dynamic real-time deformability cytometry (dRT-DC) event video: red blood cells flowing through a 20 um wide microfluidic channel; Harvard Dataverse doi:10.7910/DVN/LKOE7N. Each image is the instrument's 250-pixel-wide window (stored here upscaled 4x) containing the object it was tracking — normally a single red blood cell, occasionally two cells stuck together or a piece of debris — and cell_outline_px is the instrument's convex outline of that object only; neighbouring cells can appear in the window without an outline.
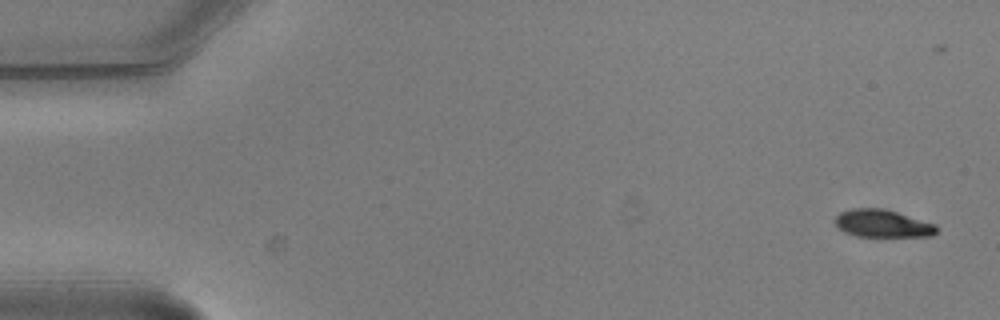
{"species": "common noctule bat (a hibernating species)", "species_latin": "Nyctalus noctula", "temperature_condition": "warm", "stored_images_in_passage": 6, "camera_frame_rate_fps": 3000, "um_per_image_px": 0.085, "animal": {"sex": "male", "body_mass_g": 20.5, "forearm_length_mm": 52.5}, "frame": {"image": 1, "passage_image": 1, "time_ms": 0.0, "image_size_px": [1000, 320], "cell_outline_px": [[936, 232], [932, 236], [856, 236], [844, 232], [832, 220], [840, 212], [852, 208], [884, 208], [936, 224]], "centroid_in_image_um": [74.98, 18.99], "position_along_channel_um": 10.0, "area_um2": 16.3}}
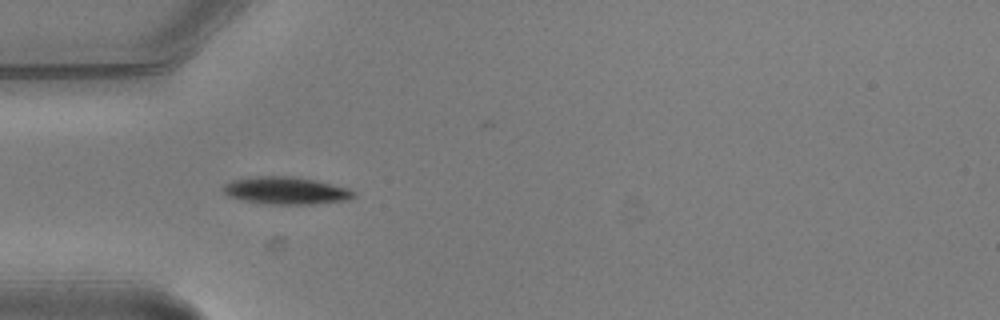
{"frame": {"image": 2, "passage_image": 5, "time_ms": 1.333, "image_size_px": [1000, 320], "cell_outline_px": [[356, 196], [348, 200], [312, 204], [260, 204], [228, 196], [220, 188], [224, 184], [232, 180], [252, 176], [292, 176], [316, 180], [348, 188], [356, 192]], "centroid_in_image_um": [24.29, 16.2], "position_along_channel_um": 60.7, "area_um2": 21.1}}
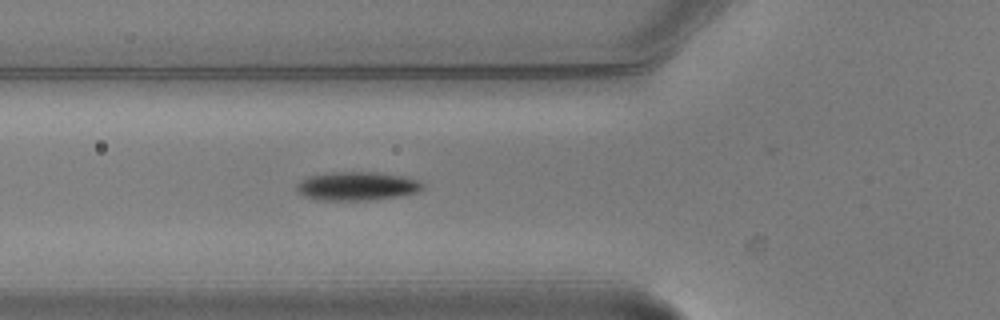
{"frame": {"image": 3, "passage_image": 6, "time_ms": 1.667, "image_size_px": [1000, 320], "cell_outline_px": [[424, 188], [420, 192], [400, 196], [368, 200], [320, 200], [304, 196], [296, 188], [296, 184], [300, 180], [308, 176], [332, 172], [380, 172], [404, 176], [420, 180], [424, 184]], "centroid_in_image_um": [30.4, 15.81], "position_along_channel_um": 95.4, "area_um2": 21.27}}